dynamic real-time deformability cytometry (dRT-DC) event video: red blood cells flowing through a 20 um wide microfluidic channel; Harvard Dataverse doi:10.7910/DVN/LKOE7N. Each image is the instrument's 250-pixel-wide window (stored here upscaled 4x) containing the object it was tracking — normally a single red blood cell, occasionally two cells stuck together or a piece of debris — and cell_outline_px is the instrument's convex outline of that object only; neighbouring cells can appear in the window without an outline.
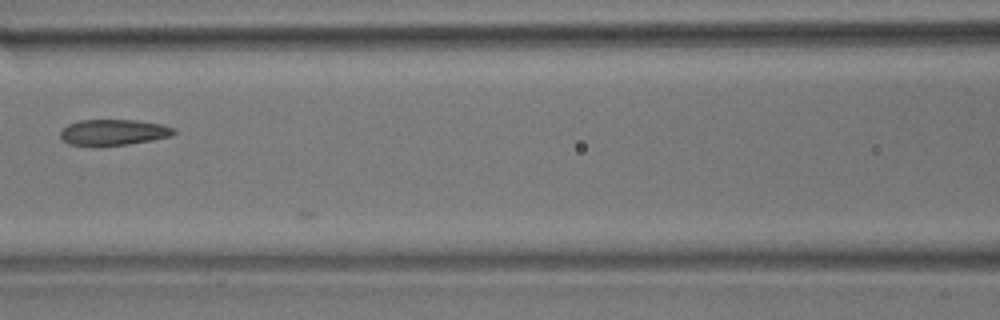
{"species": "common noctule bat (a hibernating species)", "species_latin": "Nyctalus noctula", "temperature_condition": "room temperature", "stored_images_in_passage": 8, "camera_frame_rate_fps": 3000, "um_per_image_px": 0.085, "animal": {"sex": "male", "body_mass_g": 17.9}, "frame": {"image": 1, "passage_image": 7, "time_ms": 7.667, "image_size_px": [1000, 320], "cell_outline_px": [[176, 132], [172, 136], [152, 140], [128, 144], [100, 148], [92, 148], [68, 144], [60, 136], [60, 132], [68, 124], [80, 120], [136, 120], [160, 124], [176, 128]], "centroid_in_image_um": [9.62, 11.28], "position_along_channel_um": 157.0, "area_um2": 17.69}}